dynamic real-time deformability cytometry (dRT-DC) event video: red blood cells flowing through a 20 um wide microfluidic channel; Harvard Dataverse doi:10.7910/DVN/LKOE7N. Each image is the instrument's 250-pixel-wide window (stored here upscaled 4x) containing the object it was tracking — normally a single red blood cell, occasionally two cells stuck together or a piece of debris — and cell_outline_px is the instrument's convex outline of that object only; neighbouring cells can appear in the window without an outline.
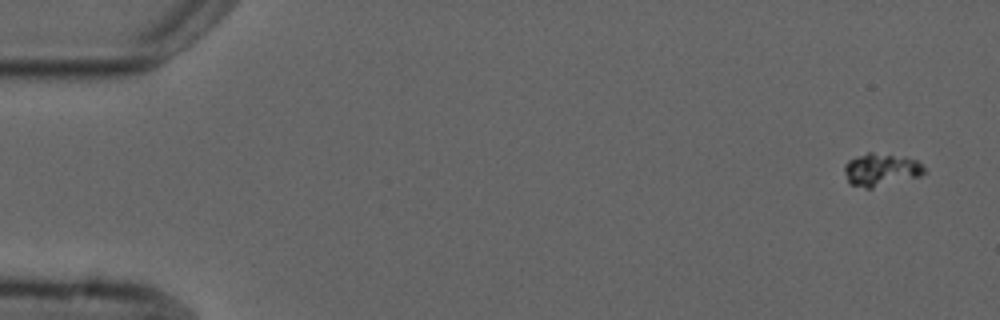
{"species": "common noctule bat (a hibernating species)", "species_latin": "Nyctalus noctula", "temperature_condition": "cold", "stored_images_in_passage": 6, "camera_frame_rate_fps": 3000, "um_per_image_px": 0.085, "animal": {"sex": "male", "forearm_length_mm": 52.5}, "frame": {"image": 1, "passage_image": 1, "time_ms": 0.0, "image_size_px": [1000, 320], "cell_outline_px": [[928, 172], [920, 176], [872, 188], [864, 188], [848, 184], [844, 172], [844, 164], [848, 160], [856, 156], [868, 152], [872, 152], [916, 160]], "centroid_in_image_um": [74.83, 14.44], "position_along_channel_um": 10.2, "area_um2": 15.14}}